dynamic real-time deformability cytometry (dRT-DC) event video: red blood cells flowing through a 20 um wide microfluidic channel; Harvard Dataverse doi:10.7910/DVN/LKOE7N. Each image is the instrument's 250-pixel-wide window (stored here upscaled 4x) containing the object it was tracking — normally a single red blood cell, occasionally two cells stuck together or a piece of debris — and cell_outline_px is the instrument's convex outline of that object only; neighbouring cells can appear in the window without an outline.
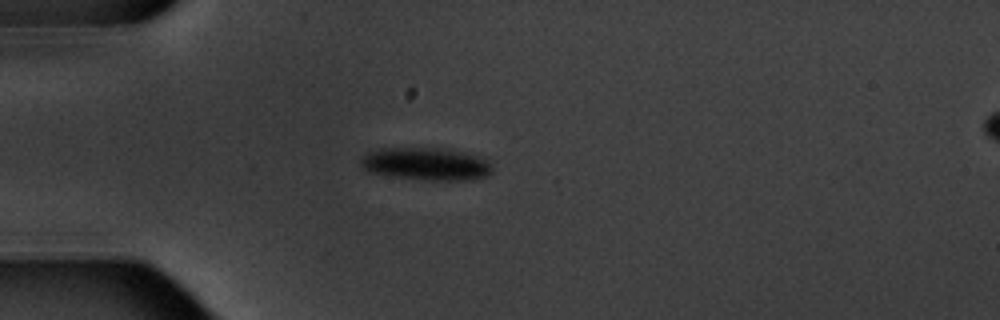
{"species": "common noctule bat (a hibernating species)", "species_latin": "Nyctalus noctula", "temperature_condition": "warm", "stored_images_in_passage": 1, "camera_frame_rate_fps": 3000, "um_per_image_px": 0.085, "animal": {"sex": "male", "body_mass_g": 20.1, "forearm_length_mm": 53.5}, "frame": {"image": 1, "passage_image": 1, "time_ms": 0.0, "image_size_px": [1000, 320], "cell_outline_px": [[492, 172], [488, 176], [472, 180], [428, 180], [396, 176], [368, 172], [360, 164], [360, 160], [368, 152], [376, 148], [436, 148], [460, 152], [484, 160], [492, 168]], "centroid_in_image_um": [36.16, 13.94], "position_along_channel_um": 48.8, "area_um2": 24.51}}